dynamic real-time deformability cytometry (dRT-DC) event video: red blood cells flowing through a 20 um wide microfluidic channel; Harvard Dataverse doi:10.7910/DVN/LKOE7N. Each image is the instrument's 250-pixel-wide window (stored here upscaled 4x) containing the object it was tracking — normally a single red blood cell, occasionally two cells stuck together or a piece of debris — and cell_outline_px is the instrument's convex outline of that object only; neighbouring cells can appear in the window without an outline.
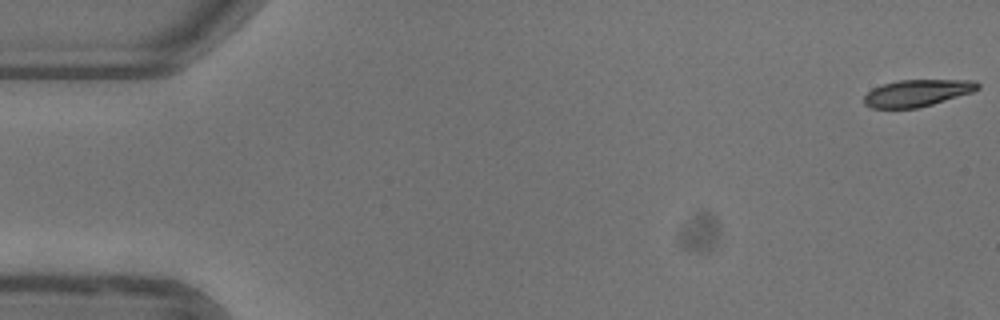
{"species": "common noctule bat (a hibernating species)", "species_latin": "Nyctalus noctula", "temperature_condition": "warm", "stored_images_in_passage": 53, "camera_frame_rate_fps": 3000, "um_per_image_px": 0.085, "animal": {"sex": "female"}, "frame": {"image": 1, "passage_image": 1, "time_ms": 0.0, "image_size_px": [1000, 320], "cell_outline_px": [[980, 88], [972, 92], [932, 104], [916, 108], [872, 108], [864, 104], [864, 96], [872, 88], [884, 84], [900, 80], [976, 80], [980, 84]], "centroid_in_image_um": [77.97, 7.9], "position_along_channel_um": 7.0, "area_um2": 17.69}}
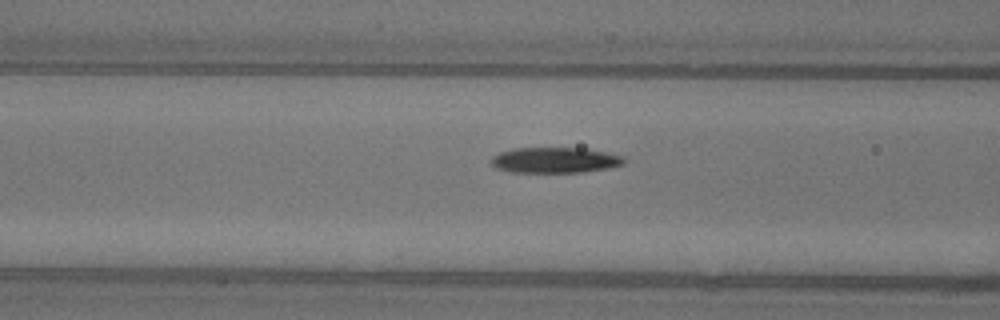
{"frame": {"image": 2, "passage_image": 21, "time_ms": 6.667, "image_size_px": [1000, 320], "cell_outline_px": [[624, 164], [608, 168], [580, 172], [512, 172], [496, 168], [492, 164], [492, 156], [500, 152], [512, 148], [584, 148], [624, 156]], "centroid_in_image_um": [47.16, 13.61], "position_along_channel_um": 119.4, "area_um2": 19.71}}
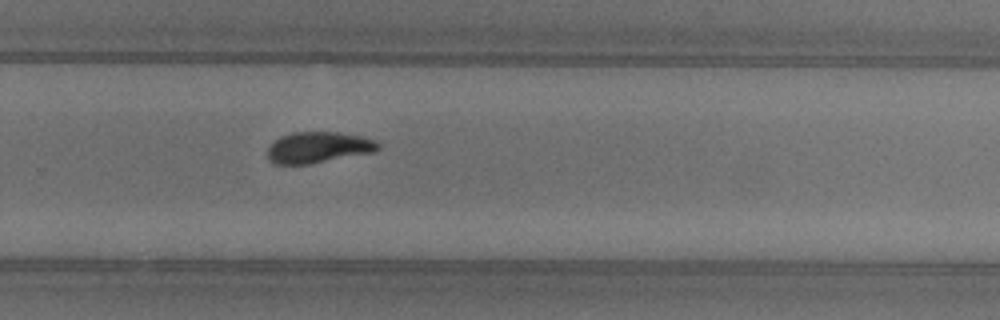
{"frame": {"image": 3, "passage_image": 35, "time_ms": 11.333, "image_size_px": [1000, 320], "cell_outline_px": [[380, 148], [376, 152], [308, 164], [272, 164], [268, 160], [268, 144], [280, 136], [292, 132], [340, 132], [364, 136], [376, 140], [380, 144]], "centroid_in_image_um": [27.07, 12.52], "position_along_channel_um": 302.7, "area_um2": 20.46}, "authors_computed_cell_mechanics": {"area_um2": 19.652, "velocity_mm_per_s": 3.9459, "shape_relaxation_time_tau1_ms": 3.7373, "shape_relaxation_time_tau2_ms": 3.2669, "deformation_change_tau1": 0.1534, "deformation_change_tau2": 0.0891}}